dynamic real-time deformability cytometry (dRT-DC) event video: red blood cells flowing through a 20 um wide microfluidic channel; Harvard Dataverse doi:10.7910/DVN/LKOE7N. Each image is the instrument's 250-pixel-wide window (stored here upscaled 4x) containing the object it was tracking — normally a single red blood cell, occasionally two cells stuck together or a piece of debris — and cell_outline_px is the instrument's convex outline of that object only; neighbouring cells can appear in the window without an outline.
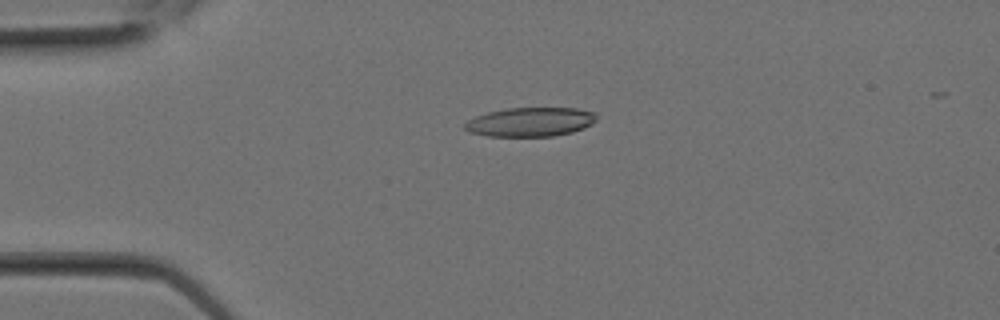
{"species": "Egyptian fruit bat (a non-hibernating species)", "species_latin": "Rousettus aegyptiacus", "temperature_condition": "room temperature", "stored_images_in_passage": 21, "camera_frame_rate_fps": 3000, "um_per_image_px": 0.085, "animal": {"sex": "female"}, "frame": {"image": 1, "passage_image": 2, "time_ms": 0.333, "image_size_px": [1000, 320], "cell_outline_px": [[596, 120], [592, 124], [584, 128], [572, 132], [552, 136], [488, 136], [468, 132], [464, 128], [464, 124], [468, 120], [476, 116], [488, 112], [508, 108], [576, 108], [596, 112]], "centroid_in_image_um": [45.09, 10.36], "position_along_channel_um": 39.9, "area_um2": 22.37}}
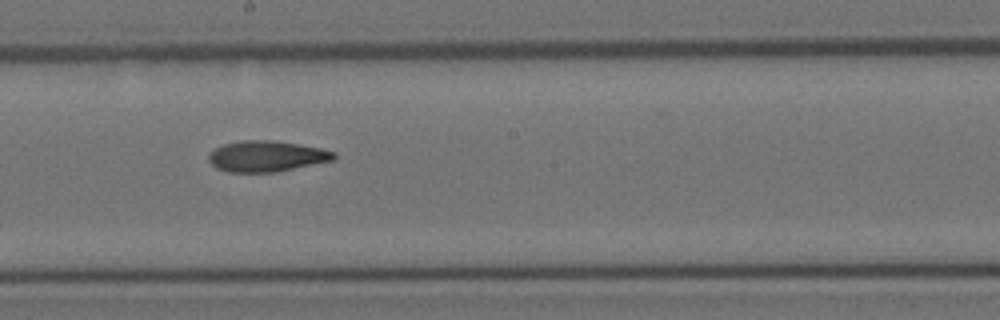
{"frame": {"image": 2, "passage_image": 10, "time_ms": 3.0, "image_size_px": [1000, 320], "cell_outline_px": [[336, 160], [276, 172], [228, 172], [216, 168], [208, 160], [208, 156], [216, 148], [224, 144], [240, 140], [272, 140], [320, 148], [336, 152]], "centroid_in_image_um": [22.68, 13.28], "position_along_channel_um": 225.5, "area_um2": 22.54}}
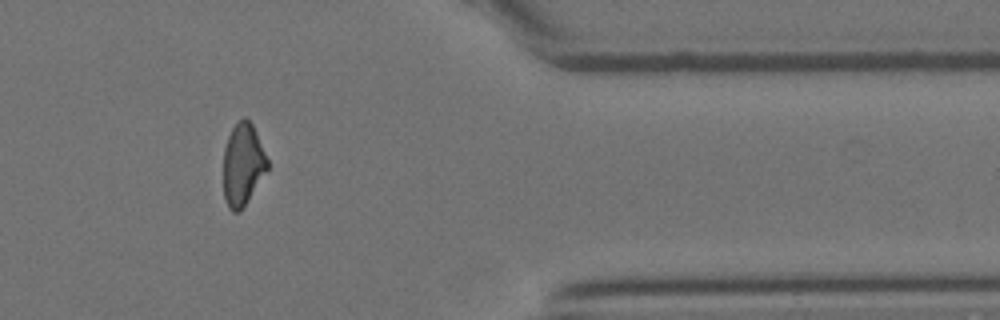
{"frame": {"image": 3, "passage_image": 17, "time_ms": 5.333, "image_size_px": [1000, 320], "cell_outline_px": [[268, 168], [240, 212], [232, 212], [228, 208], [224, 200], [224, 148], [228, 136], [232, 128], [244, 116], [252, 124], [256, 132], [268, 160]], "centroid_in_image_um": [20.62, 14.0], "position_along_channel_um": 390.8, "area_um2": 20.87}}